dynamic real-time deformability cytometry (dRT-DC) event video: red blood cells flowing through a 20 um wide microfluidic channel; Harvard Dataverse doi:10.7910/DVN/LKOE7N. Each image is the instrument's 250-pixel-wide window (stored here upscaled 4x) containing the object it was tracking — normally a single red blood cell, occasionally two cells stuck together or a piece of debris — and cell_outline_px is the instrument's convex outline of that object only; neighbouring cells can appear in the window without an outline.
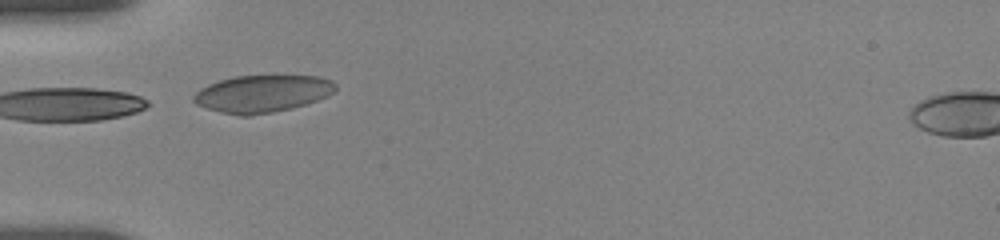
{"species": "human", "species_latin": "Homo sapiens", "temperature_condition": "room temperature", "stored_images_in_passage": 5, "camera_frame_rate_fps": 3000, "um_per_image_px": 0.085, "donor": {"sex": "female"}, "frame": {"image": 1, "passage_image": 1, "time_ms": 0.0, "image_size_px": [1000, 240], "cell_outline_px": [[336, 88], [328, 96], [292, 108], [272, 112], [248, 116], [240, 116], [220, 112], [196, 104], [192, 100], [192, 96], [200, 88], [208, 84], [220, 80], [236, 76], [320, 76], [332, 80], [336, 84]], "centroid_in_image_um": [22.28, 7.96], "position_along_channel_um": 62.7, "area_um2": 30.69}}